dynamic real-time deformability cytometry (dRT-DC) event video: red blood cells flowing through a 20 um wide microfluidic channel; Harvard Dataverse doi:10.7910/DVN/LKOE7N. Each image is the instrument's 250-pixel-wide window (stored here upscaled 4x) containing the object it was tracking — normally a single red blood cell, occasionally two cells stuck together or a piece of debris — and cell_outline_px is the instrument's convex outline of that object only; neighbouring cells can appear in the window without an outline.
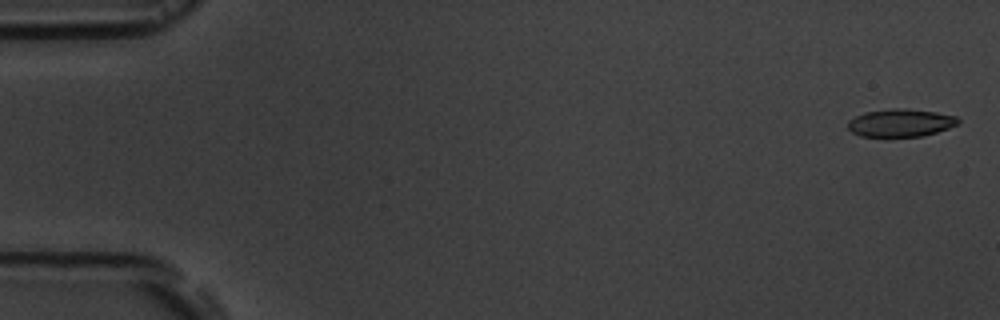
{"species": "common noctule bat (a hibernating species)", "species_latin": "Nyctalus noctula", "temperature_condition": "room temperature", "stored_images_in_passage": 5, "camera_frame_rate_fps": 3000, "um_per_image_px": 0.085, "animal": {"sex": "male", "body_mass_g": 19.5, "forearm_length_mm": 54.6}, "frame": {"image": 1, "passage_image": 1, "time_ms": 0.0, "image_size_px": [1000, 320], "cell_outline_px": [[960, 124], [936, 132], [920, 136], [860, 136], [852, 132], [848, 128], [848, 120], [864, 112], [892, 108], [904, 108], [936, 112], [956, 116], [960, 120]], "centroid_in_image_um": [76.55, 10.43], "position_along_channel_um": 8.4, "area_um2": 17.8}}
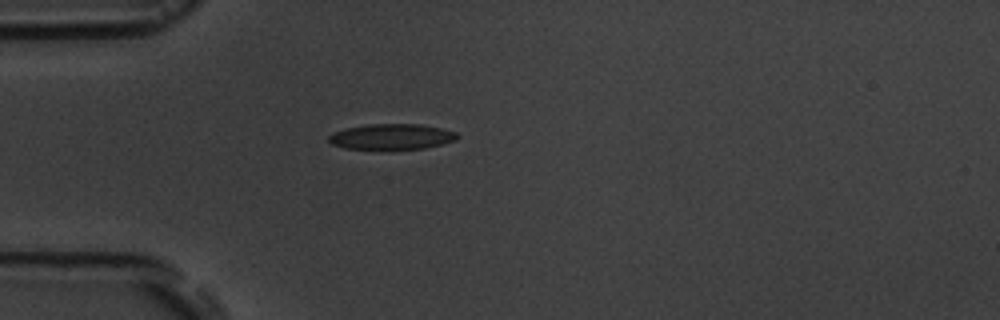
{"frame": {"image": 2, "passage_image": 5, "time_ms": 4.667, "image_size_px": [1000, 320], "cell_outline_px": [[460, 136], [456, 140], [424, 148], [392, 152], [380, 152], [344, 148], [332, 144], [328, 140], [328, 136], [332, 132], [344, 128], [372, 124], [420, 124], [440, 128], [456, 132]], "centroid_in_image_um": [33.23, 11.67], "position_along_channel_um": 51.8, "area_um2": 20.17}}